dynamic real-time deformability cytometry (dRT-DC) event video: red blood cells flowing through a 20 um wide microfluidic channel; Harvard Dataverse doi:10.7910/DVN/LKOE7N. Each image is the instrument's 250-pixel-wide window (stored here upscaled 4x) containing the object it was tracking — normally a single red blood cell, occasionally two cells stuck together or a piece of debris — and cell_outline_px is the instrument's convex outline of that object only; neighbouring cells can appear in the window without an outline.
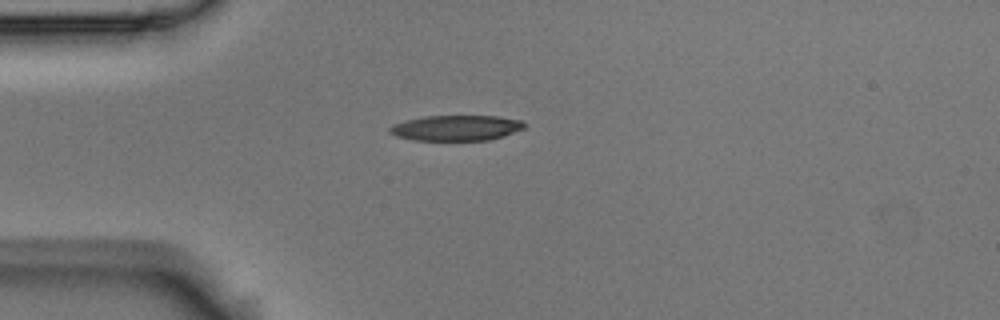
{"species": "Egyptian fruit bat (a non-hibernating species)", "species_latin": "Rousettus aegyptiacus", "temperature_condition": "room temperature", "stored_images_in_passage": 41, "camera_frame_rate_fps": 3000, "um_per_image_px": 0.085, "animal": {"sex": "male"}, "frame": {"image": 1, "passage_image": 1, "time_ms": 0.0, "image_size_px": [1000, 320], "cell_outline_px": [[524, 128], [504, 136], [488, 140], [412, 140], [396, 136], [388, 132], [388, 128], [392, 124], [424, 116], [500, 116], [520, 120], [524, 124]], "centroid_in_image_um": [38.75, 10.87], "position_along_channel_um": 46.3, "area_um2": 19.94}}
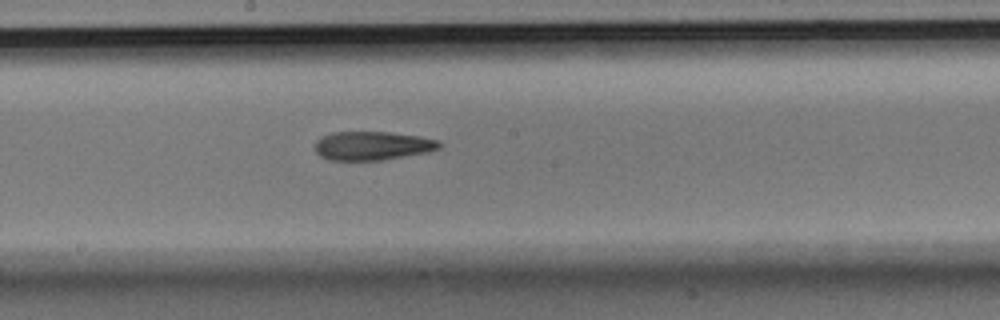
{"frame": {"image": 2, "passage_image": 16, "time_ms": 5.0, "image_size_px": [1000, 320], "cell_outline_px": [[440, 148], [428, 152], [380, 160], [328, 160], [320, 156], [316, 152], [316, 140], [320, 136], [332, 132], [388, 132], [416, 136], [440, 140]], "centroid_in_image_um": [31.62, 12.38], "position_along_channel_um": 216.6, "area_um2": 20.75}}
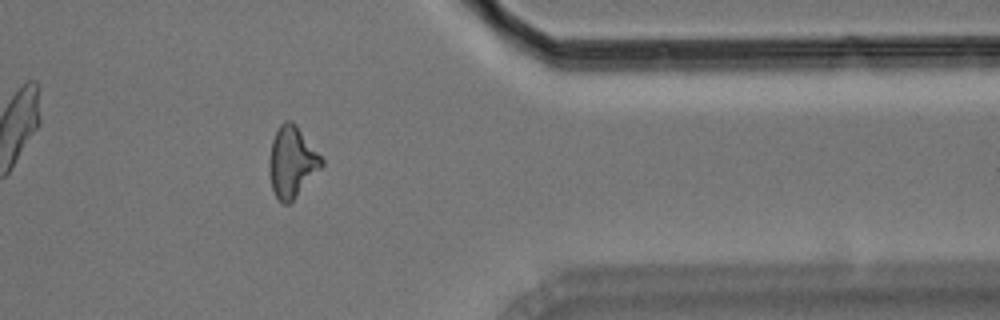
{"frame": {"image": 3, "passage_image": 31, "time_ms": 10.0, "image_size_px": [1000, 320], "cell_outline_px": [[324, 164], [292, 200], [288, 204], [284, 204], [276, 196], [272, 188], [268, 168], [268, 164], [272, 140], [280, 124], [284, 120], [292, 120], [296, 124], [324, 160]], "centroid_in_image_um": [24.8, 13.73], "position_along_channel_um": 386.6, "area_um2": 21.33}, "authors_computed_cell_mechanics": {"area_um2": 21.0392, "velocity_mm_per_s": 3.7094, "shape_relaxation_time_tau1_ms": 5.6484, "shape_relaxation_time_tau2_ms": 4.0248, "deformation_change_tau1": 0.1716, "deformation_change_tau2": 0.1536}}